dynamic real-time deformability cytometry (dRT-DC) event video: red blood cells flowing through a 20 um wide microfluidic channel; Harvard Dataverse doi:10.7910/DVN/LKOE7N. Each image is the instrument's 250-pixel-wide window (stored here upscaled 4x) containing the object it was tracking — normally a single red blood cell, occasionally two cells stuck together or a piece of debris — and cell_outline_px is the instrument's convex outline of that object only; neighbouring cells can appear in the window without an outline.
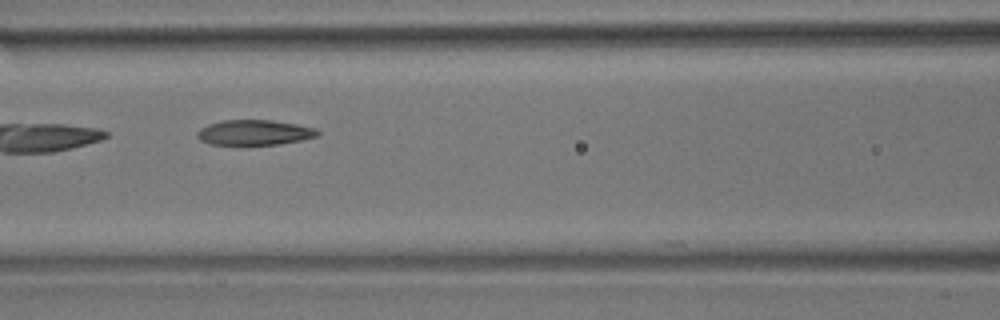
{"species": "common noctule bat (a hibernating species)", "species_latin": "Nyctalus noctula", "temperature_condition": "room temperature", "stored_images_in_passage": 16, "camera_frame_rate_fps": 3000, "um_per_image_px": 0.085, "animal": {"sex": "male", "body_mass_g": 17.9}, "frame": {"image": 1, "passage_image": 7, "time_ms": 2.0, "image_size_px": [1000, 320], "cell_outline_px": [[320, 136], [280, 144], [208, 144], [200, 140], [196, 136], [196, 132], [200, 128], [208, 124], [224, 120], [272, 120], [296, 124], [316, 128], [320, 132]], "centroid_in_image_um": [21.63, 11.26], "position_along_channel_um": 145.0, "area_um2": 17.69}}